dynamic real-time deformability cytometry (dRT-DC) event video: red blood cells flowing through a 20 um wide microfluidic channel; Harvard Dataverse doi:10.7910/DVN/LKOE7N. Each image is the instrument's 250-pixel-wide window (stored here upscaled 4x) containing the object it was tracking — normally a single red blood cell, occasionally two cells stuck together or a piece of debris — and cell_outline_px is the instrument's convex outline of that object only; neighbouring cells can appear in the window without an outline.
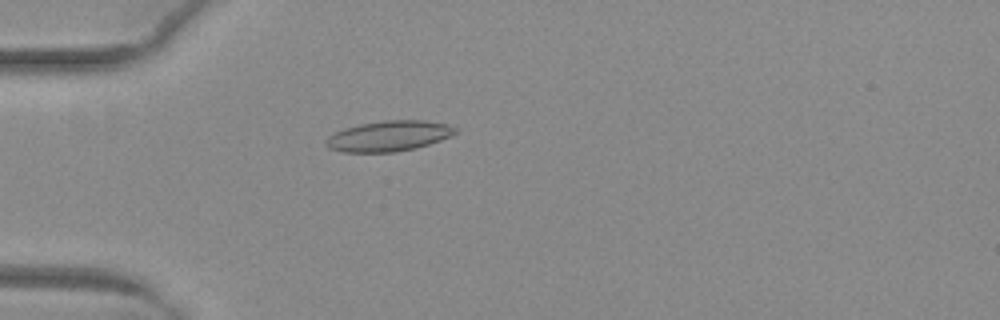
{"species": "common noctule bat (a hibernating species)", "species_latin": "Nyctalus noctula", "temperature_condition": "warm", "stored_images_in_passage": 52, "camera_frame_rate_fps": 3000, "um_per_image_px": 0.085, "animal": {"sex": "female", "body_mass_g": 29.2, "forearm_length_mm": 56.3}, "frame": {"image": 1, "passage_image": 16, "time_ms": 5.0, "image_size_px": [1000, 320], "cell_outline_px": [[456, 132], [440, 140], [416, 148], [396, 152], [344, 152], [328, 148], [324, 144], [324, 140], [328, 136], [344, 128], [360, 124], [384, 120], [424, 120], [448, 124], [456, 128]], "centroid_in_image_um": [33.0, 11.56], "position_along_channel_um": 52.0, "area_um2": 22.95}}
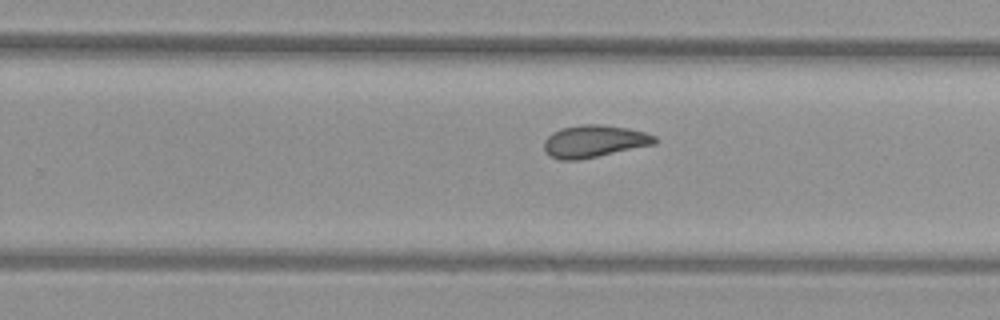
{"frame": {"image": 2, "passage_image": 34, "time_ms": 11.0, "image_size_px": [1000, 320], "cell_outline_px": [[660, 140], [656, 144], [580, 160], [560, 160], [548, 156], [544, 152], [544, 140], [552, 132], [560, 128], [580, 124], [600, 124], [628, 128], [644, 132], [656, 136]], "centroid_in_image_um": [50.5, 12.01], "position_along_channel_um": 279.3, "area_um2": 21.21}}
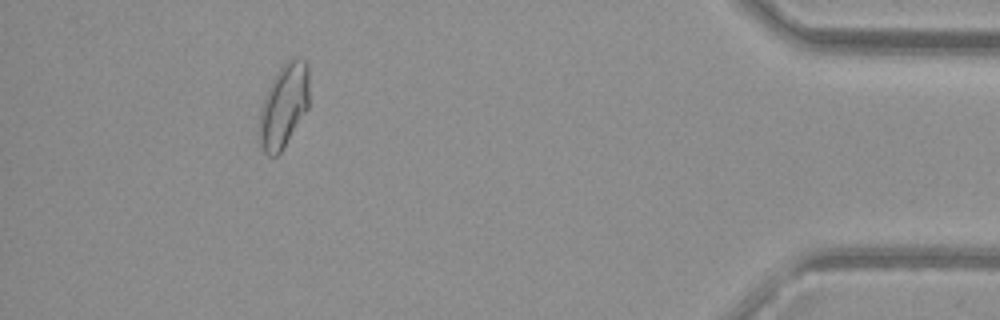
{"frame": {"image": 3, "passage_image": 48, "time_ms": 15.667, "image_size_px": [1000, 320], "cell_outline_px": [[308, 108], [280, 152], [276, 156], [268, 156], [260, 148], [260, 108], [264, 96], [276, 72], [292, 56], [300, 56], [308, 60]], "centroid_in_image_um": [24.13, 8.93], "position_along_channel_um": 411.1, "area_um2": 24.33}, "authors_computed_cell_mechanics": {"area_um2": 21.9351, "velocity_mm_per_s": 4.0241, "shape_relaxation_time_tau1_ms": null, "shape_relaxation_time_tau2_ms": 2.3754, "deformation_change_tau1": null, "deformation_change_tau2": 0.0891}}